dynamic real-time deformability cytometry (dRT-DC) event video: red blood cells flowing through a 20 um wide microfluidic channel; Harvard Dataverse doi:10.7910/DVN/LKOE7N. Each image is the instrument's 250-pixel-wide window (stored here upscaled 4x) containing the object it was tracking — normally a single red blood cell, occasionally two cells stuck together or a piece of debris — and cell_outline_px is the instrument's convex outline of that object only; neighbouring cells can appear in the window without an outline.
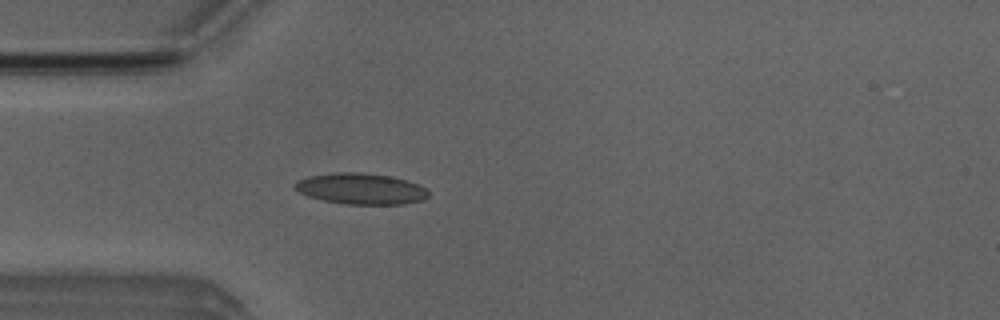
{"species": "Egyptian fruit bat (a non-hibernating species)", "species_latin": "Rousettus aegyptiacus", "temperature_condition": "room temperature", "stored_images_in_passage": 43, "camera_frame_rate_fps": 3000, "um_per_image_px": 0.085, "animal": {"sex": "male"}, "frame": {"image": 1, "passage_image": 6, "time_ms": 1.667, "image_size_px": [1000, 320], "cell_outline_px": [[428, 196], [420, 200], [404, 204], [344, 204], [324, 200], [308, 196], [300, 192], [292, 184], [308, 176], [332, 172], [360, 172], [392, 176], [408, 180], [424, 188], [428, 192]], "centroid_in_image_um": [30.66, 16.03], "position_along_channel_um": 54.3, "area_um2": 24.04}}
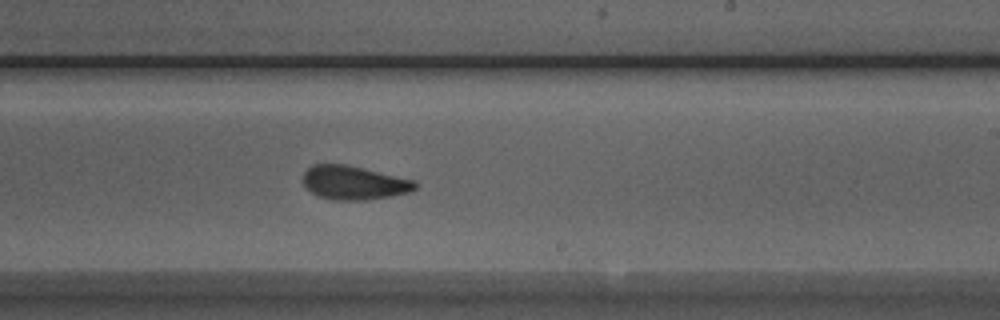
{"frame": {"image": 2, "passage_image": 22, "time_ms": 7.0, "image_size_px": [1000, 320], "cell_outline_px": [[416, 188], [408, 192], [392, 196], [364, 200], [332, 200], [320, 196], [312, 192], [304, 184], [304, 172], [312, 164], [348, 164], [416, 180]], "centroid_in_image_um": [30.11, 15.52], "position_along_channel_um": 258.9, "area_um2": 22.08}}
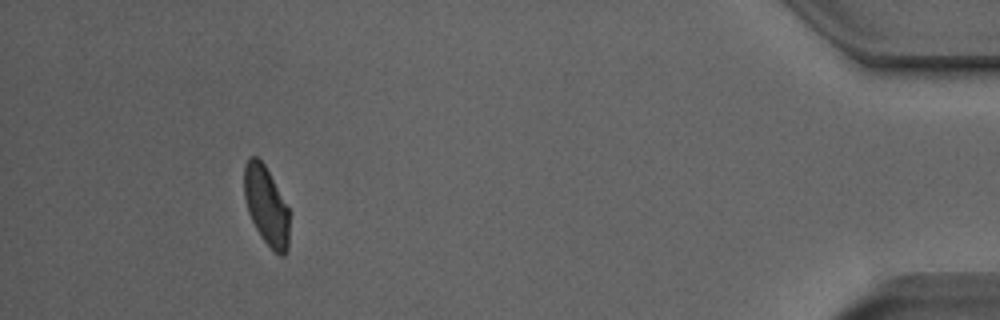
{"frame": {"image": 3, "passage_image": 39, "time_ms": 12.667, "image_size_px": [1000, 320], "cell_outline_px": [[288, 248], [284, 256], [280, 256], [260, 236], [248, 212], [244, 196], [244, 164], [248, 156], [256, 156], [264, 164], [288, 208]], "centroid_in_image_um": [22.6, 17.46], "position_along_channel_um": 412.6, "area_um2": 20.4}, "authors_computed_cell_mechanics": {"area_um2": 22.4264, "velocity_mm_per_s": 3.9284, "shape_relaxation_time_tau1_ms": 3.0273, "shape_relaxation_time_tau2_ms": 1.5636, "deformation_change_tau1": 0.1047, "deformation_change_tau2": 0.0707}}